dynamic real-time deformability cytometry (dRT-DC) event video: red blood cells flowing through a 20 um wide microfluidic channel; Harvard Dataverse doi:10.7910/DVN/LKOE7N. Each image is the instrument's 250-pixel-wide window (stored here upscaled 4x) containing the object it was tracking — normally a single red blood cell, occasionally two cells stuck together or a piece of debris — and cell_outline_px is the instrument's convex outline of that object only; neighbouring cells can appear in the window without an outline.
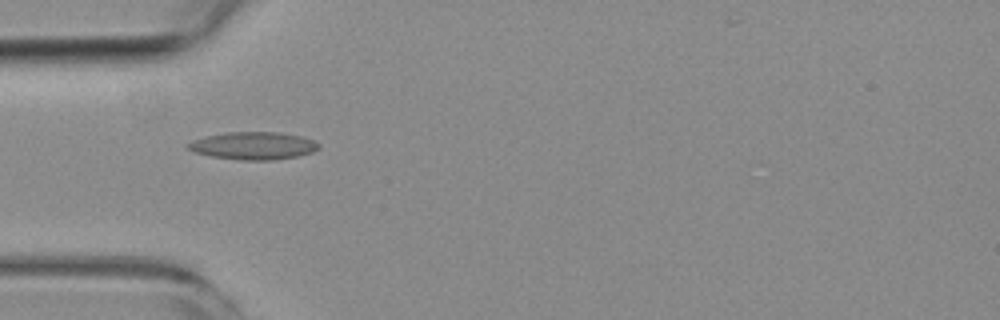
{"species": "common noctule bat (a hibernating species)", "species_latin": "Nyctalus noctula", "temperature_condition": "room temperature", "stored_images_in_passage": 35, "camera_frame_rate_fps": 3000, "um_per_image_px": 0.085, "animal": {"sex": "female", "body_mass_g": 19.3, "forearm_length_mm": 54.1}, "frame": {"image": 1, "passage_image": 1, "time_ms": 0.0, "image_size_px": [1000, 320], "cell_outline_px": [[320, 148], [312, 152], [300, 156], [272, 160], [240, 160], [212, 156], [196, 152], [188, 148], [184, 144], [192, 140], [208, 136], [228, 132], [280, 132], [300, 136], [312, 140], [320, 144]], "centroid_in_image_um": [21.56, 12.39], "position_along_channel_um": 63.4, "area_um2": 20.98}}
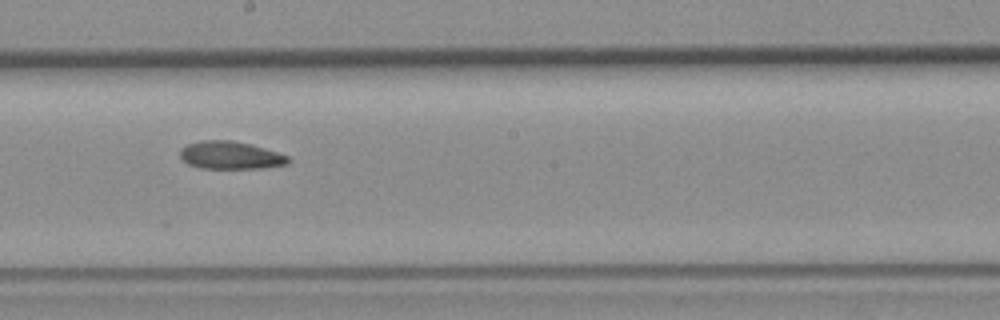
{"frame": {"image": 2, "passage_image": 14, "time_ms": 4.333, "image_size_px": [1000, 320], "cell_outline_px": [[292, 160], [288, 164], [264, 168], [200, 168], [188, 164], [180, 156], [180, 148], [188, 144], [200, 140], [232, 140], [252, 144], [288, 156]], "centroid_in_image_um": [19.6, 13.19], "position_along_channel_um": 228.6, "area_um2": 17.57}}
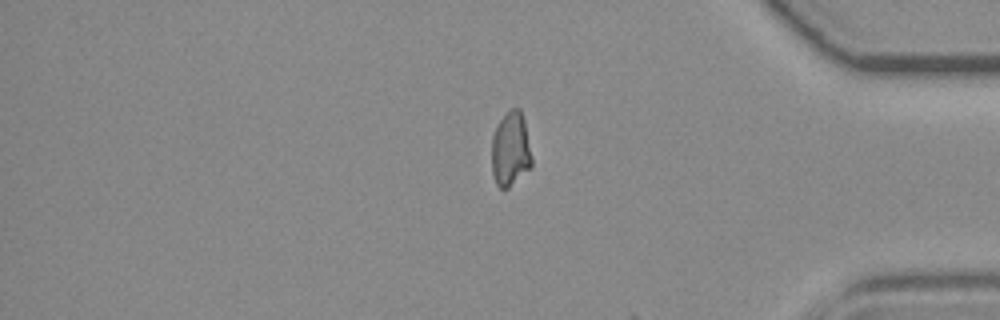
{"frame": {"image": 3, "passage_image": 29, "time_ms": 9.333, "image_size_px": [1000, 320], "cell_outline_px": [[532, 168], [508, 188], [500, 188], [496, 184], [492, 172], [492, 136], [500, 120], [512, 108], [520, 108], [524, 120], [532, 156]], "centroid_in_image_um": [43.41, 12.72], "position_along_channel_um": 391.8, "area_um2": 17.46}}